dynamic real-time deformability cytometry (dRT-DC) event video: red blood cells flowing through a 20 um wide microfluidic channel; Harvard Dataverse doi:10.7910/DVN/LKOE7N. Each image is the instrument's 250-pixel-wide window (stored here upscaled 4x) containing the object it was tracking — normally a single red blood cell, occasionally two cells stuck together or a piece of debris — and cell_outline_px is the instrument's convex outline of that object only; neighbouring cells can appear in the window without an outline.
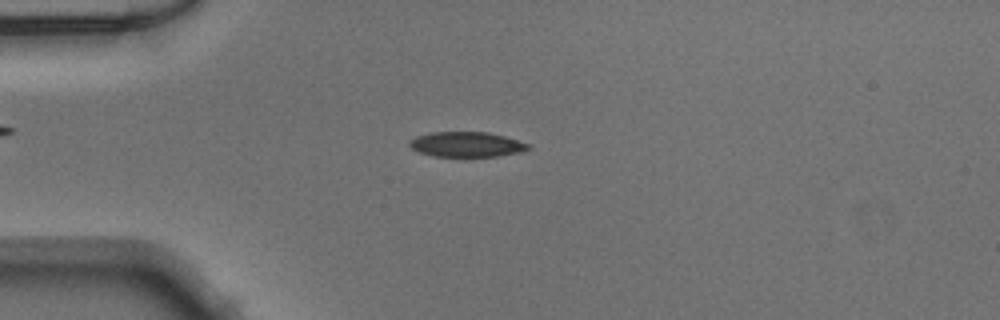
{"species": "Egyptian fruit bat (a non-hibernating species)", "species_latin": "Rousettus aegyptiacus", "temperature_condition": "warm", "stored_images_in_passage": 50, "camera_frame_rate_fps": 3000, "um_per_image_px": 0.085, "animal": {"sex": "male"}, "frame": {"image": 1, "passage_image": 13, "time_ms": 4.0, "image_size_px": [1000, 320], "cell_outline_px": [[532, 148], [520, 152], [496, 156], [432, 156], [420, 152], [412, 148], [408, 144], [408, 140], [416, 136], [432, 132], [488, 132], [504, 136], [528, 144]], "centroid_in_image_um": [39.63, 12.27], "position_along_channel_um": 45.4, "area_um2": 17.22}}
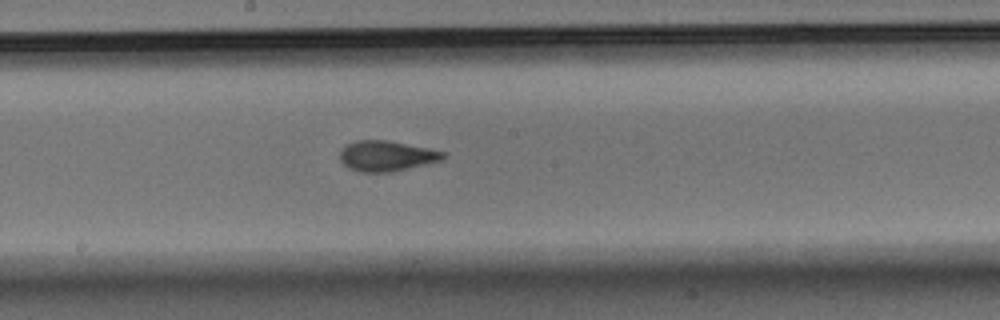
{"frame": {"image": 2, "passage_image": 27, "time_ms": 8.667, "image_size_px": [1000, 320], "cell_outline_px": [[444, 156], [440, 160], [392, 172], [360, 172], [348, 168], [340, 160], [340, 152], [348, 144], [356, 140], [384, 140], [428, 148], [444, 152]], "centroid_in_image_um": [32.8, 13.26], "position_along_channel_um": 215.4, "area_um2": 17.92}}
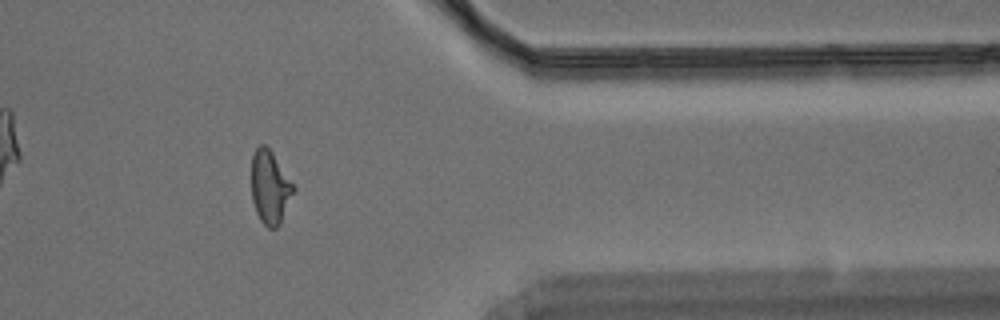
{"frame": {"image": 3, "passage_image": 41, "time_ms": 13.333, "image_size_px": [1000, 320], "cell_outline_px": [[296, 188], [280, 224], [276, 228], [268, 228], [260, 220], [256, 212], [252, 200], [252, 156], [256, 148], [260, 144], [264, 144], [272, 152]], "centroid_in_image_um": [22.95, 15.93], "position_along_channel_um": 388.4, "area_um2": 17.86}}